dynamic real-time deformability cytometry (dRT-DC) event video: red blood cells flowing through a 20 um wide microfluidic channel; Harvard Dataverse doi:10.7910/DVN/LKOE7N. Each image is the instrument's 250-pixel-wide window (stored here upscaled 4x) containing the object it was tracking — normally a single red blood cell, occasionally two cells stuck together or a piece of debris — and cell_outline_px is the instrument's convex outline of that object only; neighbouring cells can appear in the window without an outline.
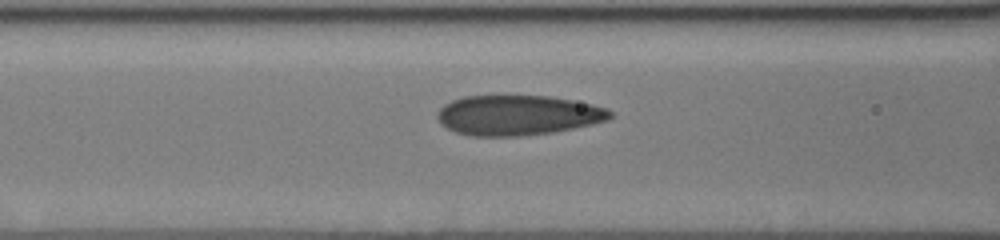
{"species": "human", "species_latin": "Homo sapiens", "temperature_condition": "cold", "stored_images_in_passage": 9, "segment_of_instrument_passage": [1, 2], "camera_frame_rate_fps": 3000, "um_per_image_px": 0.085, "donor": {"sex": "male"}, "frame": {"image": 1, "passage_image": 7, "time_ms": 2.0, "image_size_px": [1000, 240], "cell_outline_px": [[612, 116], [608, 120], [592, 124], [552, 132], [520, 136], [472, 136], [456, 132], [440, 124], [436, 116], [436, 112], [444, 104], [452, 100], [464, 96], [548, 96], [572, 100], [592, 104], [608, 108], [612, 112]], "centroid_in_image_um": [43.99, 9.79], "position_along_channel_um": 122.6, "area_um2": 40.34}}